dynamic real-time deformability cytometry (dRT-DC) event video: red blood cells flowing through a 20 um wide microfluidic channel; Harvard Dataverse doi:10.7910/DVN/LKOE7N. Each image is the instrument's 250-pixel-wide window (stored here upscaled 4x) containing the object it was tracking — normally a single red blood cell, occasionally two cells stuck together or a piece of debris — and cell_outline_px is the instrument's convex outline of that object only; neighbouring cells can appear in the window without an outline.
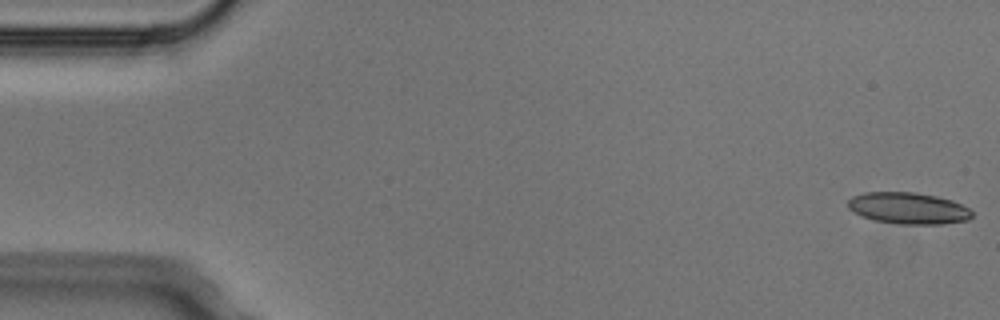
{"species": "Egyptian fruit bat (a non-hibernating species)", "species_latin": "Rousettus aegyptiacus", "temperature_condition": "cold", "stored_images_in_passage": 5, "camera_frame_rate_fps": 3000, "um_per_image_px": 0.085, "animal": {"sex": "male"}, "frame": {"image": 1, "passage_image": 1, "time_ms": 0.0, "image_size_px": [1000, 320], "cell_outline_px": [[972, 216], [968, 220], [940, 224], [900, 224], [876, 220], [860, 216], [848, 208], [848, 200], [852, 196], [864, 192], [916, 192], [936, 196], [952, 200], [968, 208], [972, 212]], "centroid_in_image_um": [77.18, 17.69], "position_along_channel_um": 7.8, "area_um2": 22.77}}
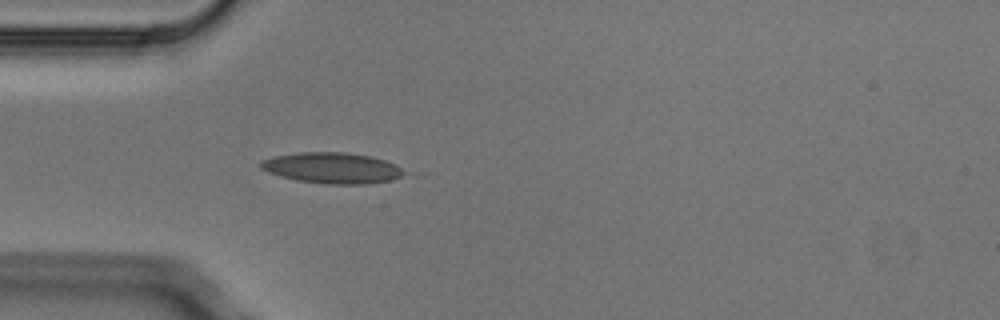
{"frame": {"image": 2, "passage_image": 5, "time_ms": 1.333, "image_size_px": [1000, 320], "cell_outline_px": [[412, 172], [388, 180], [364, 184], [324, 184], [296, 180], [280, 176], [268, 172], [260, 168], [260, 160], [272, 156], [300, 152], [344, 152], [372, 156], [384, 160]], "centroid_in_image_um": [28.22, 14.27], "position_along_channel_um": 56.8, "area_um2": 25.95}}